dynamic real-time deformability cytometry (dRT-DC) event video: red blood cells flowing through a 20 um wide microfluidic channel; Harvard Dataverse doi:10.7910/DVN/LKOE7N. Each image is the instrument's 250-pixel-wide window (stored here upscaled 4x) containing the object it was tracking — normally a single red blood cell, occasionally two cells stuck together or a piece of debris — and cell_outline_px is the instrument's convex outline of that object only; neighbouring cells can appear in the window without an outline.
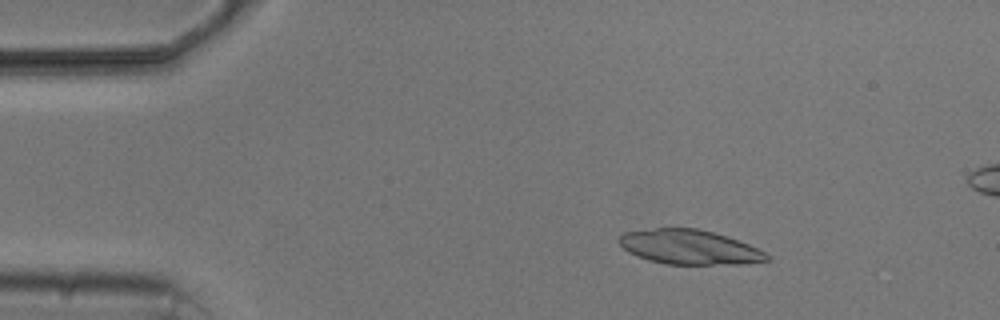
{"species": "common noctule bat (a hibernating species)", "species_latin": "Nyctalus noctula", "temperature_condition": "cold", "stored_images_in_passage": 4, "camera_frame_rate_fps": 3000, "um_per_image_px": 0.085, "animal": {"sex": "male", "body_mass_g": 20.5, "forearm_length_mm": 52.5}, "frame": {"image": 1, "passage_image": 2, "time_ms": 1.0, "image_size_px": [1000, 320], "cell_outline_px": [[768, 260], [740, 264], [668, 264], [648, 260], [636, 256], [628, 252], [616, 240], [624, 232], [656, 228], [696, 228], [728, 236], [740, 240], [764, 252], [768, 256]], "centroid_in_image_um": [58.56, 21.0], "position_along_channel_um": 26.4, "area_um2": 29.59}}